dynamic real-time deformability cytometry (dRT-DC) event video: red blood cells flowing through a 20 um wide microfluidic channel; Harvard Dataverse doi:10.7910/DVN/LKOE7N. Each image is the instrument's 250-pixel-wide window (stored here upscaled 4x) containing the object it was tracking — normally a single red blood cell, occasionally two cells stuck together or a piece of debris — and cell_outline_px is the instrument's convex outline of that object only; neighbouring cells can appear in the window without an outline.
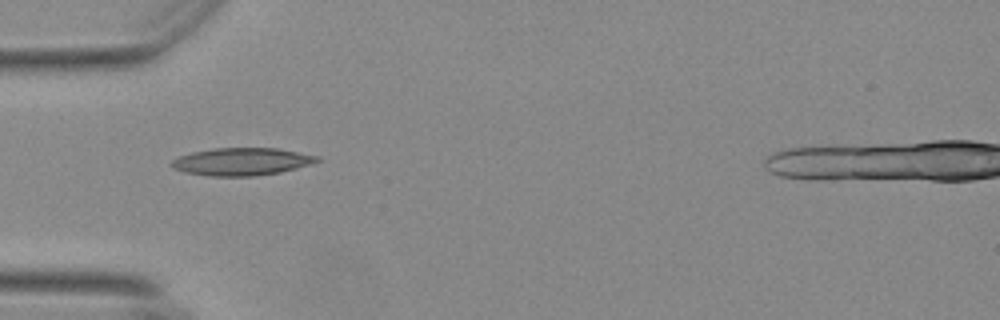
{"species": "Egyptian fruit bat (a non-hibernating species)", "species_latin": "Rousettus aegyptiacus", "temperature_condition": "warm", "stored_images_in_passage": 39, "camera_frame_rate_fps": 3000, "um_per_image_px": 0.085, "animal": {"sex": "female"}, "frame": {"image": 1, "passage_image": 1, "time_ms": 0.0, "image_size_px": [1000, 320], "cell_outline_px": [[320, 160], [296, 168], [280, 172], [252, 176], [208, 176], [184, 172], [168, 164], [172, 160], [180, 156], [192, 152], [212, 148], [276, 148], [320, 156]], "centroid_in_image_um": [20.52, 13.73], "position_along_channel_um": 64.5, "area_um2": 23.24}}
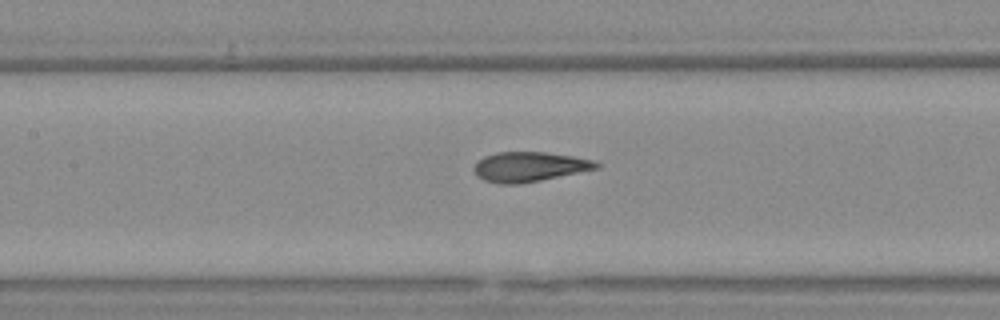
{"frame": {"image": 2, "passage_image": 9, "time_ms": 2.667, "image_size_px": [1000, 320], "cell_outline_px": [[600, 168], [520, 184], [500, 184], [484, 180], [476, 176], [472, 168], [476, 160], [484, 156], [496, 152], [544, 152], [572, 156], [592, 160], [600, 164]], "centroid_in_image_um": [44.93, 14.17], "position_along_channel_um": 162.5, "area_um2": 21.33}}
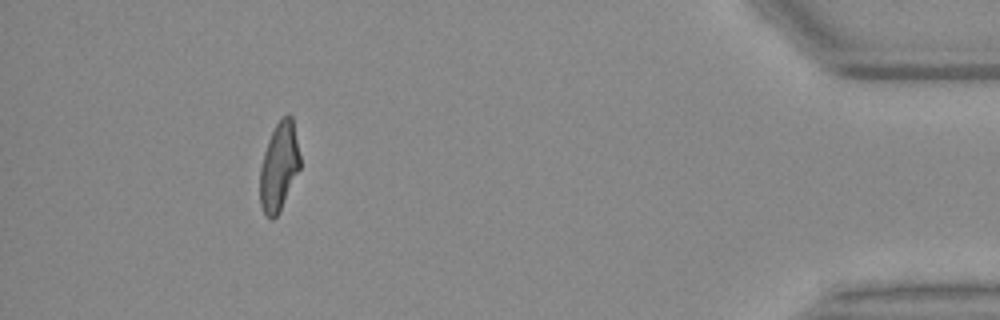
{"frame": {"image": 3, "passage_image": 34, "time_ms": 11.0, "image_size_px": [1000, 320], "cell_outline_px": [[300, 168], [280, 212], [272, 220], [264, 212], [260, 204], [260, 168], [264, 152], [268, 140], [276, 124], [288, 112], [292, 116], [300, 156]], "centroid_in_image_um": [23.72, 14.17], "position_along_channel_um": 411.5, "area_um2": 20.58}, "authors_computed_cell_mechanics": {"area_um2": 21.1548, "velocity_mm_per_s": 3.7039, "shape_relaxation_time_tau1_ms": 9.1227, "shape_relaxation_time_tau2_ms": 1.3077, "deformation_change_tau1": 0.281, "deformation_change_tau2": 0.0883}}